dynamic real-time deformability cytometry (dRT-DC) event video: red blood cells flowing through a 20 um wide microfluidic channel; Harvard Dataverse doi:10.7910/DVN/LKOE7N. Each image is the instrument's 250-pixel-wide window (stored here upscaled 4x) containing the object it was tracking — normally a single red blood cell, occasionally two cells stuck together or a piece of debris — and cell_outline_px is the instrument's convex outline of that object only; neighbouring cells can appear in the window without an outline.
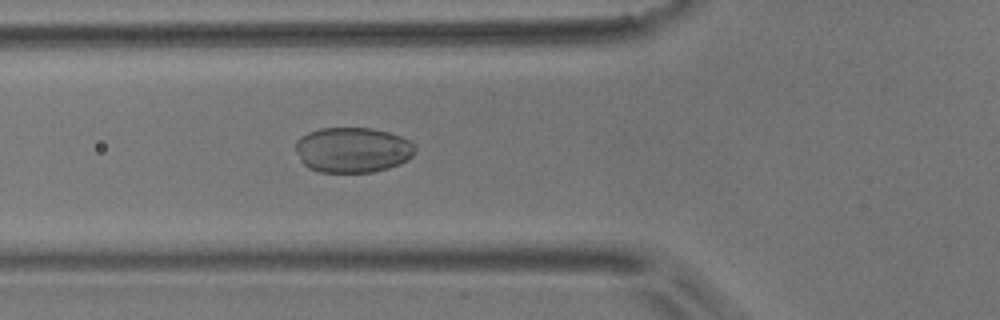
{"species": "common noctule bat (a hibernating species)", "species_latin": "Nyctalus noctula", "temperature_condition": "room temperature", "stored_images_in_passage": 46, "camera_frame_rate_fps": 3000, "um_per_image_px": 0.085, "animal": {"sex": "male", "body_mass_g": 17.9}, "frame": {"image": 1, "passage_image": 15, "time_ms": 4.667, "image_size_px": [1000, 320], "cell_outline_px": [[416, 148], [412, 156], [408, 160], [400, 164], [388, 168], [372, 172], [320, 172], [308, 168], [300, 160], [296, 152], [296, 140], [300, 136], [308, 132], [320, 128], [372, 128], [388, 132], [400, 136], [416, 144]], "centroid_in_image_um": [29.97, 12.74], "position_along_channel_um": 95.8, "area_um2": 31.79}}
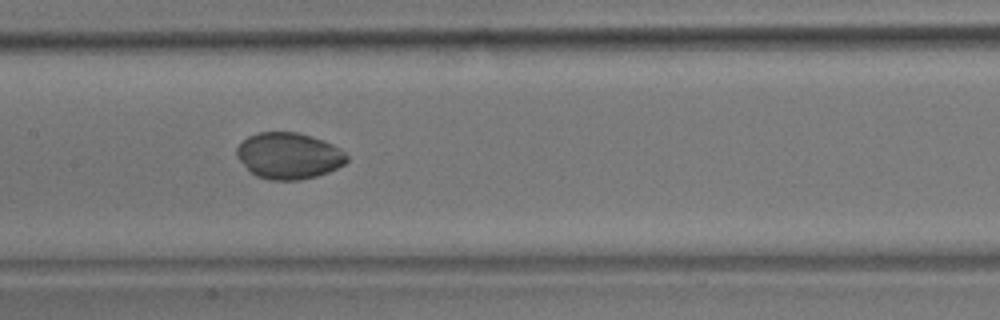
{"frame": {"image": 2, "passage_image": 22, "time_ms": 7.0, "image_size_px": [1000, 320], "cell_outline_px": [[348, 160], [344, 164], [328, 172], [316, 176], [300, 180], [268, 180], [256, 176], [236, 156], [236, 148], [248, 136], [260, 132], [296, 132], [312, 136], [324, 140], [340, 148], [348, 156]], "centroid_in_image_um": [24.56, 13.24], "position_along_channel_um": 182.8, "area_um2": 29.65}}
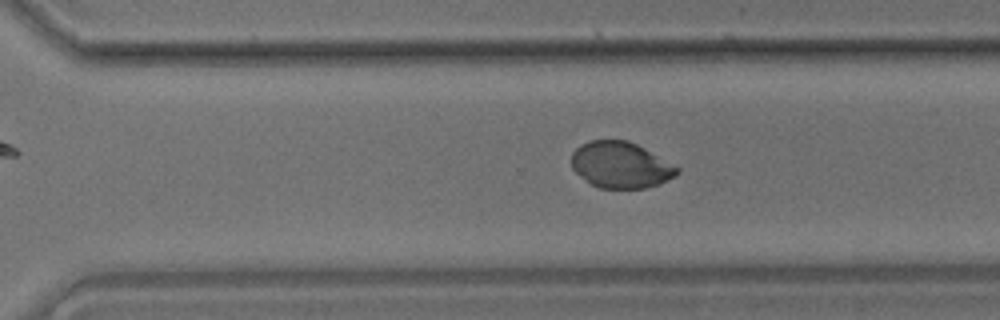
{"frame": {"image": 3, "passage_image": 33, "time_ms": 10.667, "image_size_px": [1000, 320], "cell_outline_px": [[680, 172], [676, 176], [660, 184], [644, 188], [600, 188], [592, 184], [576, 172], [572, 168], [572, 152], [580, 144], [588, 140], [628, 140], [644, 148], [680, 168]], "centroid_in_image_um": [52.77, 14.02], "position_along_channel_um": 317.8, "area_um2": 28.38}}